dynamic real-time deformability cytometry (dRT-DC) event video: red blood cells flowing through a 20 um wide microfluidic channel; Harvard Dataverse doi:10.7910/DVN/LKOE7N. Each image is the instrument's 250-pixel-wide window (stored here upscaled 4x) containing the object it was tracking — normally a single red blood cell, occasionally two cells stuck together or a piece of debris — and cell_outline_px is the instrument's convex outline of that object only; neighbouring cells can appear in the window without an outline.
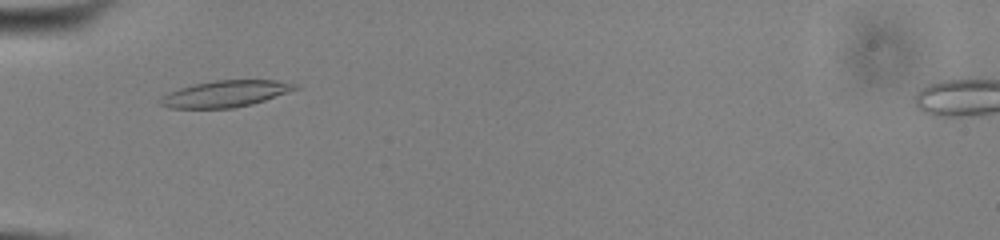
{"species": "common noctule bat (a hibernating species)", "species_latin": "Nyctalus noctula", "temperature_condition": "cold", "stored_images_in_passage": 44, "camera_frame_rate_fps": 3000, "um_per_image_px": 0.085, "animal": {"sex": "male", "body_mass_g": 13.0, "forearm_length_mm": 53.1}, "frame": {"image": 1, "passage_image": 8, "time_ms": 2.333, "image_size_px": [1000, 240], "cell_outline_px": [[300, 88], [252, 104], [232, 108], [168, 108], [160, 104], [160, 96], [168, 92], [192, 84], [216, 80], [276, 80], [300, 84]], "centroid_in_image_um": [19.16, 7.96], "position_along_channel_um": 65.8, "area_um2": 20.87}}
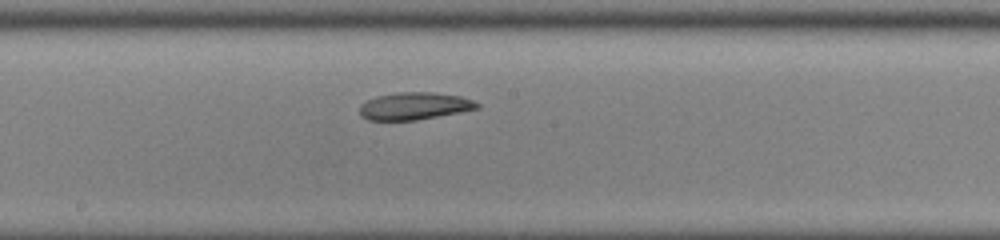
{"frame": {"image": 2, "passage_image": 20, "time_ms": 6.333, "image_size_px": [1000, 240], "cell_outline_px": [[480, 108], [460, 112], [416, 120], [368, 120], [360, 116], [360, 104], [376, 96], [400, 92], [432, 92], [460, 96], [472, 100], [480, 104]], "centroid_in_image_um": [35.22, 9.01], "position_along_channel_um": 213.0, "area_um2": 18.67}}
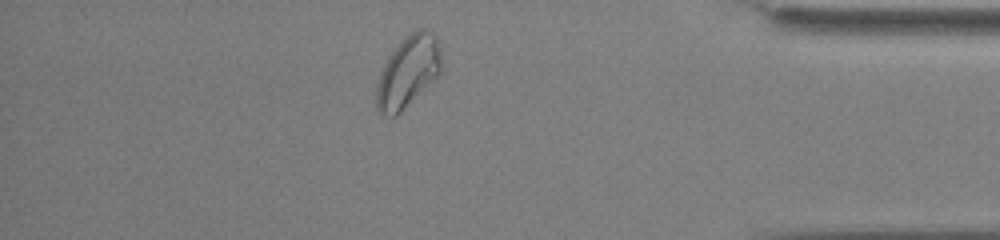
{"frame": {"image": 3, "passage_image": 37, "time_ms": 12.0, "image_size_px": [1000, 240], "cell_outline_px": [[444, 72], [436, 80], [396, 116], [384, 116], [376, 108], [376, 88], [380, 72], [384, 64], [392, 52], [416, 28], [424, 28], [432, 32], [436, 36], [440, 48]], "centroid_in_image_um": [34.74, 6.12], "position_along_channel_um": 400.5, "area_um2": 27.4}, "authors_computed_cell_mechanics": {"area_um2": 20.7502, "velocity_mm_per_s": 3.7952, "shape_relaxation_time_tau1_ms": 9.6149, "shape_relaxation_time_tau2_ms": 3.3302, "deformation_change_tau1": 0.1657, "deformation_change_tau2": 0.0836}}